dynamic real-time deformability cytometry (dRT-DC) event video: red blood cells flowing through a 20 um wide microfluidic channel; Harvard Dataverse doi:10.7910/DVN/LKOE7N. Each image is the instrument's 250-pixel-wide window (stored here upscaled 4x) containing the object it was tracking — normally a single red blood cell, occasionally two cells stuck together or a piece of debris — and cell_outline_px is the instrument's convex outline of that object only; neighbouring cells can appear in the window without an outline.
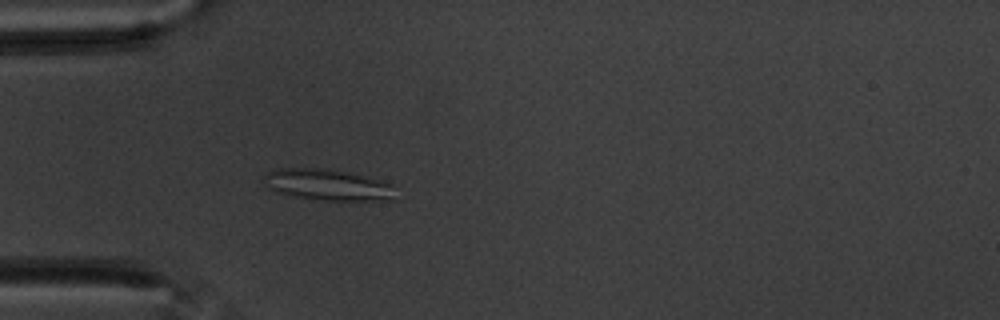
{"species": "common noctule bat (a hibernating species)", "species_latin": "Nyctalus noctula", "temperature_condition": "warm", "stored_images_in_passage": 59, "camera_frame_rate_fps": 3000, "um_per_image_px": 0.085, "animal": {"sex": "male", "body_mass_g": 20.1, "forearm_length_mm": 53.5}, "frame": {"image": 1, "passage_image": 18, "time_ms": 5.667, "image_size_px": [1000, 320], "cell_outline_px": [[396, 200], [324, 200], [296, 196], [276, 192], [268, 188], [264, 176], [268, 172], [276, 168], [320, 168], [348, 172], [368, 176], [392, 184]], "centroid_in_image_um": [27.89, 15.7], "position_along_channel_um": 57.1, "area_um2": 23.81}}
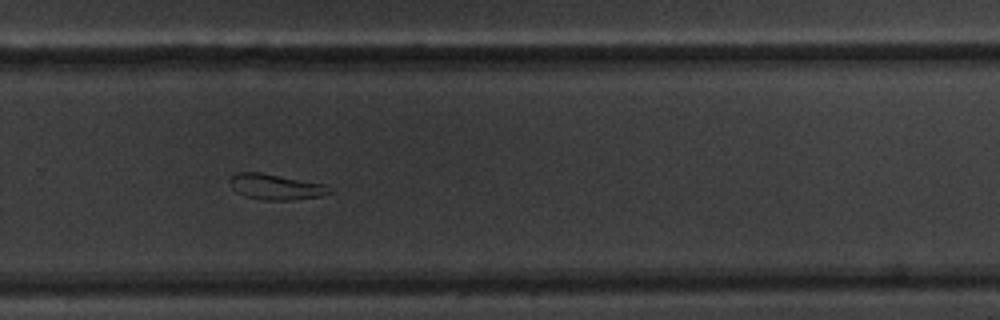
{"frame": {"image": 2, "passage_image": 40, "time_ms": 13.0, "image_size_px": [1000, 320], "cell_outline_px": [[332, 192], [320, 196], [292, 200], [260, 200], [244, 196], [236, 192], [232, 188], [228, 180], [236, 172], [260, 172], [324, 184]], "centroid_in_image_um": [23.37, 15.88], "position_along_channel_um": 306.4, "area_um2": 14.85}}
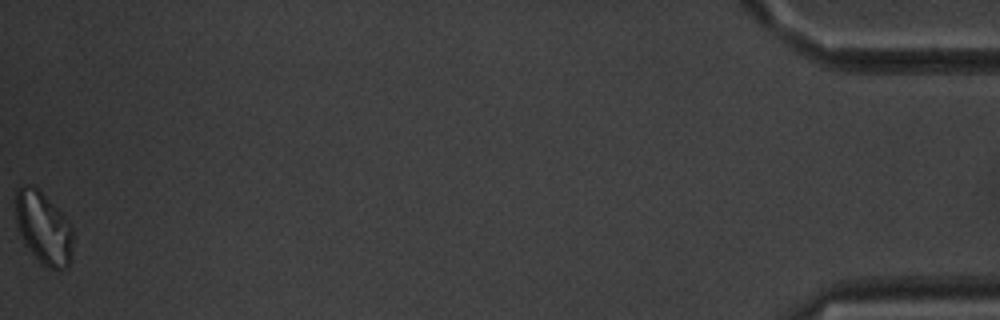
{"frame": {"image": 3, "passage_image": 59, "time_ms": 19.333, "image_size_px": [1000, 320], "cell_outline_px": [[72, 260], [68, 268], [48, 268], [24, 244], [16, 220], [16, 192], [24, 184], [32, 184], [72, 224]], "centroid_in_image_um": [3.72, 19.39], "position_along_channel_um": 431.5, "area_um2": 23.7}}